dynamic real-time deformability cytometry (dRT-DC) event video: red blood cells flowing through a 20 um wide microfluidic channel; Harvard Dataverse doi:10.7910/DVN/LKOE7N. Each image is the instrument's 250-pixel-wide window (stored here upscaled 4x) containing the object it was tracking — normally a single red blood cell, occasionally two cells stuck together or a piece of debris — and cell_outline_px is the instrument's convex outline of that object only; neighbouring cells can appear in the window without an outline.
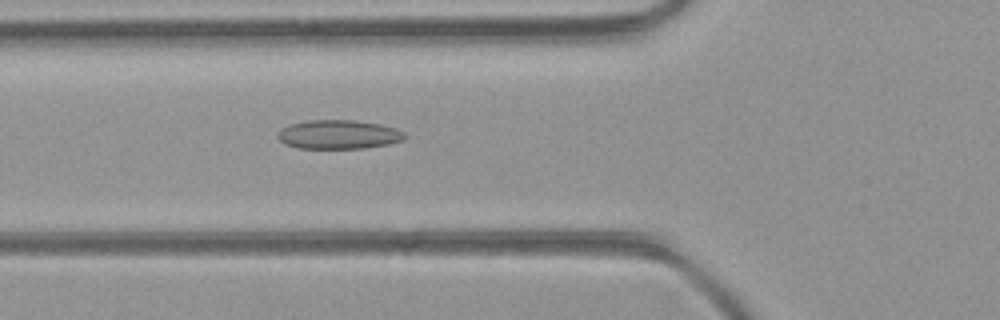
{"species": "common noctule bat (a hibernating species)", "species_latin": "Nyctalus noctula", "temperature_condition": "room temperature", "stored_images_in_passage": 50, "camera_frame_rate_fps": 3000, "um_per_image_px": 0.085, "animal": {"sex": "female", "body_mass_g": 21.9}, "frame": {"image": 1, "passage_image": 17, "time_ms": 5.333, "image_size_px": [1000, 320], "cell_outline_px": [[408, 136], [404, 140], [388, 144], [364, 148], [300, 148], [284, 144], [276, 136], [276, 132], [292, 124], [308, 120], [352, 120], [380, 124], [396, 128], [404, 132]], "centroid_in_image_um": [28.8, 11.43], "position_along_channel_um": 97.0, "area_um2": 21.44}}
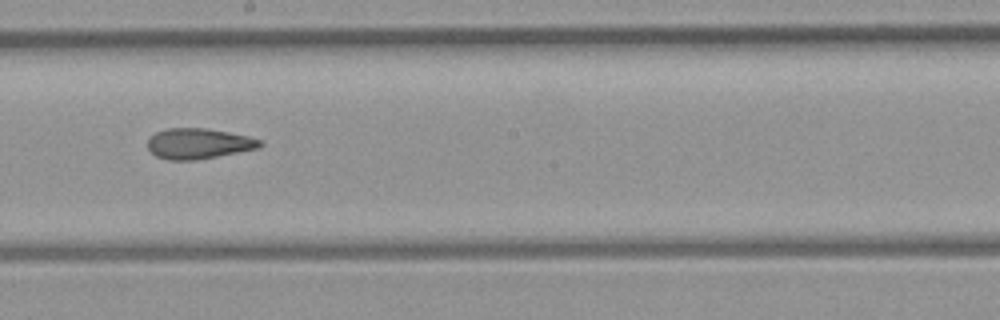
{"frame": {"image": 2, "passage_image": 27, "time_ms": 8.667, "image_size_px": [1000, 320], "cell_outline_px": [[264, 144], [260, 148], [196, 160], [168, 160], [156, 156], [148, 148], [148, 140], [156, 132], [168, 128], [204, 128], [228, 132], [248, 136], [260, 140]], "centroid_in_image_um": [16.89, 12.21], "position_along_channel_um": 231.3, "area_um2": 19.88}}
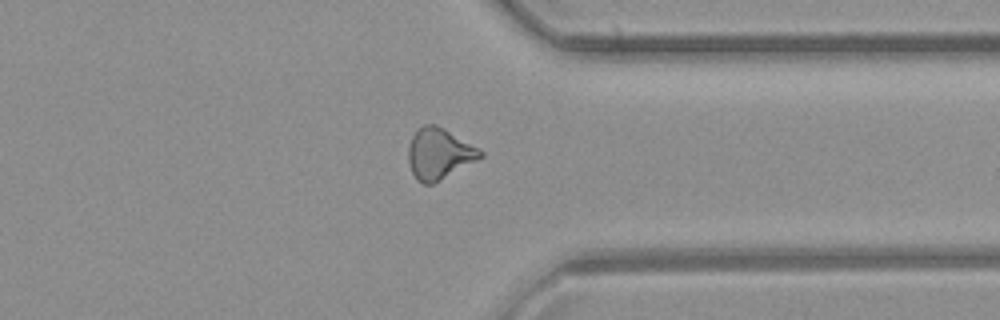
{"frame": {"image": 3, "passage_image": 38, "time_ms": 12.333, "image_size_px": [1000, 320], "cell_outline_px": [[484, 156], [432, 184], [424, 184], [416, 180], [412, 172], [408, 160], [408, 148], [412, 136], [424, 124], [436, 124], [444, 128], [480, 148], [484, 152]], "centroid_in_image_um": [37.33, 13.05], "position_along_channel_um": 374.1, "area_um2": 21.27}, "authors_computed_cell_mechanics": {"area_um2": 20.7791, "velocity_mm_per_s": 3.9955, "shape_relaxation_time_tau1_ms": null, "shape_relaxation_time_tau2_ms": 2.6657, "deformation_change_tau1": null, "deformation_change_tau2": 0.1042}}